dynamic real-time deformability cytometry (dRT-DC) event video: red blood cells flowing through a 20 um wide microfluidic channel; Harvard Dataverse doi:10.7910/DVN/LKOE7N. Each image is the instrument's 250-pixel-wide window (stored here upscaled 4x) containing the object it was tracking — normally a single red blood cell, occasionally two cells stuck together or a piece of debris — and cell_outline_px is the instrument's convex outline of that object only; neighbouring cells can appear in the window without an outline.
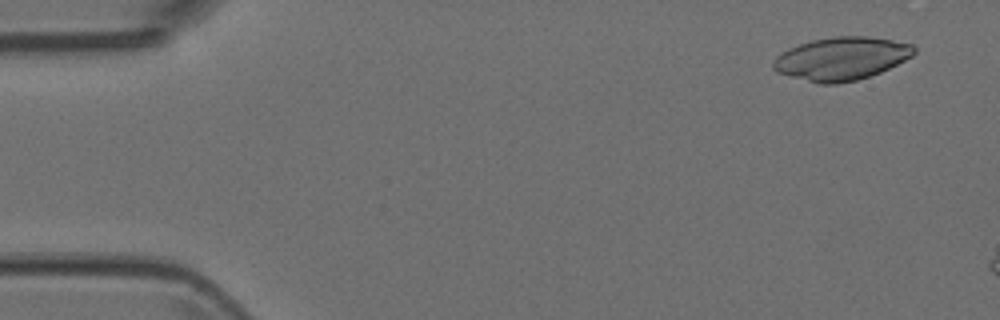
{"species": "Egyptian fruit bat (a non-hibernating species)", "species_latin": "Rousettus aegyptiacus", "temperature_condition": "room temperature", "stored_images_in_passage": 3, "camera_frame_rate_fps": 3000, "um_per_image_px": 0.085, "animal": {"sex": "female"}, "frame": {"image": 1, "passage_image": 1, "time_ms": 0.0, "image_size_px": [1000, 320], "cell_outline_px": [[916, 52], [912, 56], [880, 72], [856, 80], [836, 84], [820, 84], [776, 72], [772, 68], [772, 60], [780, 52], [788, 48], [812, 40], [832, 36], [868, 36], [892, 40], [912, 44], [916, 48]], "centroid_in_image_um": [71.49, 4.97], "position_along_channel_um": 13.5, "area_um2": 35.32}}